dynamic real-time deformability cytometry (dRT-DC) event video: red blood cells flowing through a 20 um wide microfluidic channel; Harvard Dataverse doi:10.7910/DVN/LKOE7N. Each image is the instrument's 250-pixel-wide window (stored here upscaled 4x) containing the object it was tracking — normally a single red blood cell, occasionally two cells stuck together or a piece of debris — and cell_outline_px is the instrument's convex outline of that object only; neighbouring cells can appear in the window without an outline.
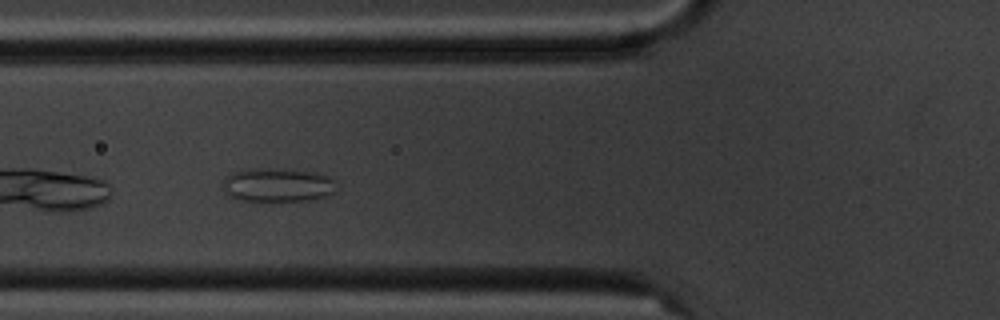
{"species": "common noctule bat (a hibernating species)", "species_latin": "Nyctalus noctula", "temperature_condition": "cold", "stored_images_in_passage": 3, "camera_frame_rate_fps": 3000, "um_per_image_px": 0.085, "animal": {"sex": "male", "body_mass_g": 20.1, "forearm_length_mm": 53.5}, "frame": {"image": 1, "passage_image": 3, "time_ms": 2.0, "image_size_px": [1000, 320], "cell_outline_px": [[336, 180], [332, 192], [324, 196], [308, 200], [236, 200], [228, 196], [220, 188], [224, 176], [232, 172], [244, 168], [252, 168], [320, 172]], "centroid_in_image_um": [23.49, 15.71], "position_along_channel_um": 102.3, "area_um2": 22.43}}